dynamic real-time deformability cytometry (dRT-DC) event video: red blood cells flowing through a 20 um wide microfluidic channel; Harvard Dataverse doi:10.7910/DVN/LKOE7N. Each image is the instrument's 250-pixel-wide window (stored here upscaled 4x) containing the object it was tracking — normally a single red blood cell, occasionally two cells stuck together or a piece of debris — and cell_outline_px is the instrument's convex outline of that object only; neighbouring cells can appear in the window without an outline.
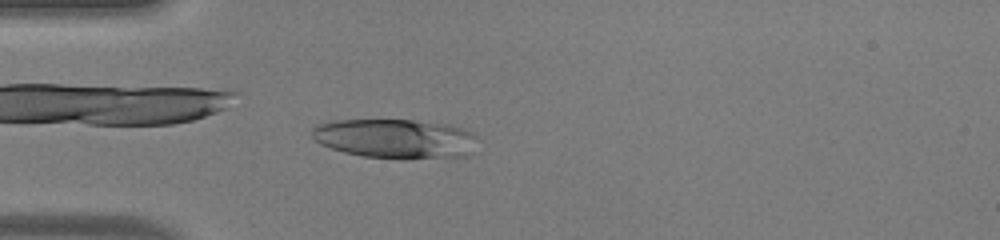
{"species": "human", "species_latin": "Homo sapiens", "temperature_condition": "warm", "stored_images_in_passage": 48, "camera_frame_rate_fps": 3000, "um_per_image_px": 0.085, "donor": {"sex": "male"}, "frame": {"image": 1, "passage_image": 13, "time_ms": 4.0, "image_size_px": [1000, 240], "cell_outline_px": [[476, 136], [472, 152], [468, 156], [364, 156], [344, 152], [320, 144], [312, 140], [312, 128], [316, 124], [332, 120], [412, 120], [448, 124], [472, 132]], "centroid_in_image_um": [33.52, 11.73], "position_along_channel_um": 51.5, "area_um2": 37.05}}
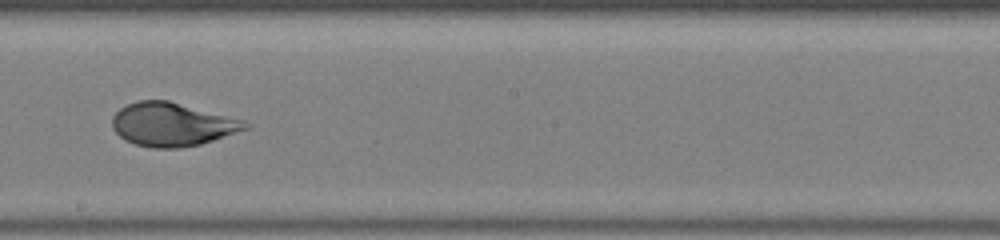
{"frame": {"image": 2, "passage_image": 27, "time_ms": 8.667, "image_size_px": [1000, 240], "cell_outline_px": [[252, 124], [248, 128], [200, 144], [180, 148], [152, 148], [136, 144], [124, 140], [112, 128], [112, 116], [120, 108], [128, 104], [140, 100], [168, 100], [244, 120]], "centroid_in_image_um": [14.61, 10.57], "position_along_channel_um": 233.6, "area_um2": 33.52}}
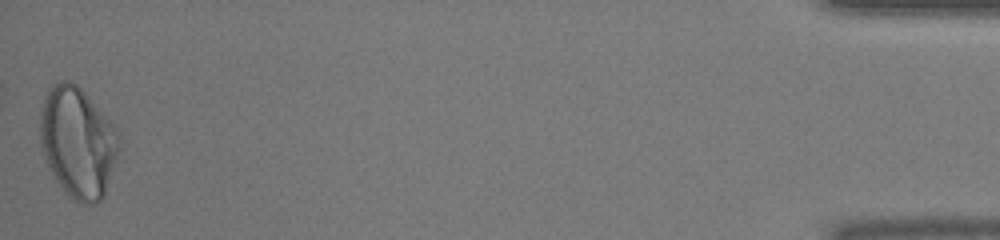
{"frame": {"image": 3, "passage_image": 48, "time_ms": 15.667, "image_size_px": [1000, 240], "cell_outline_px": [[120, 152], [104, 196], [100, 200], [92, 204], [84, 204], [76, 200], [64, 192], [56, 180], [44, 156], [40, 144], [40, 112], [44, 96], [48, 88], [56, 80], [68, 80], [76, 84], [84, 92], [116, 128], [120, 136]], "centroid_in_image_um": [6.61, 12.08], "position_along_channel_um": 428.6, "area_um2": 51.1}, "authors_computed_cell_mechanics": {"area_um2": 38.9572, "velocity_mm_per_s": 4.1384, "shape_relaxation_time_tau1_ms": 4.3625, "shape_relaxation_time_tau2_ms": null, "deformation_change_tau1": 0.2387, "deformation_change_tau2": null}}